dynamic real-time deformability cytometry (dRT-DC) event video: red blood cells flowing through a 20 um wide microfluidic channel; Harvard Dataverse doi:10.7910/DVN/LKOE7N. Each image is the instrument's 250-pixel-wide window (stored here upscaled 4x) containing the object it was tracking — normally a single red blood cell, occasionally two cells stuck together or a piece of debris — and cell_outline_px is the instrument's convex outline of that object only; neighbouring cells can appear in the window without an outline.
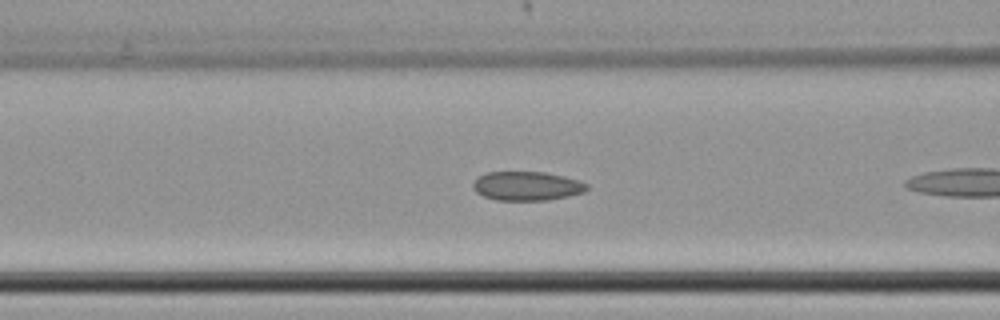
{"species": "common noctule bat (a hibernating species)", "species_latin": "Nyctalus noctula", "temperature_condition": "cold", "stored_images_in_passage": 9, "camera_frame_rate_fps": 3000, "um_per_image_px": 0.085, "animal": {"sex": "female", "body_mass_g": 22.7, "forearm_length_mm": 54.2}, "frame": {"image": 1, "passage_image": 7, "time_ms": 2.0, "image_size_px": [1000, 320], "cell_outline_px": [[588, 188], [584, 192], [568, 196], [548, 200], [496, 200], [484, 196], [476, 192], [472, 188], [472, 184], [480, 176], [488, 172], [544, 172], [564, 176], [580, 180], [588, 184]], "centroid_in_image_um": [44.81, 15.81], "position_along_channel_um": 121.8, "area_um2": 19.25}}